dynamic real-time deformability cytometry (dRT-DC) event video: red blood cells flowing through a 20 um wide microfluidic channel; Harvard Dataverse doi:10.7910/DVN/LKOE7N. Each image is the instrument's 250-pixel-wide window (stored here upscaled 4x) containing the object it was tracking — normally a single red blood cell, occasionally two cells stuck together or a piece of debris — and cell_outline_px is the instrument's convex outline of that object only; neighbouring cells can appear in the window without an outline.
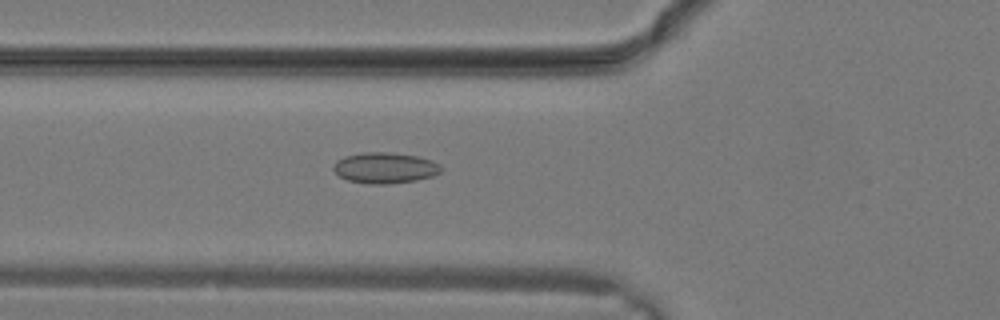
{"species": "common noctule bat (a hibernating species)", "species_latin": "Nyctalus noctula", "temperature_condition": "warm", "stored_images_in_passage": 4, "camera_frame_rate_fps": 3000, "um_per_image_px": 0.085, "animal": {"sex": "male", "body_mass_g": 19.2, "forearm_length_mm": 51.8}, "frame": {"image": 1, "passage_image": 2, "time_ms": 0.333, "image_size_px": [1000, 320], "cell_outline_px": [[440, 172], [432, 176], [416, 180], [388, 184], [368, 184], [348, 180], [340, 176], [332, 168], [336, 160], [344, 156], [364, 152], [388, 152], [416, 156], [432, 160], [440, 164]], "centroid_in_image_um": [32.7, 14.27], "position_along_channel_um": 93.1, "area_um2": 19.31}}
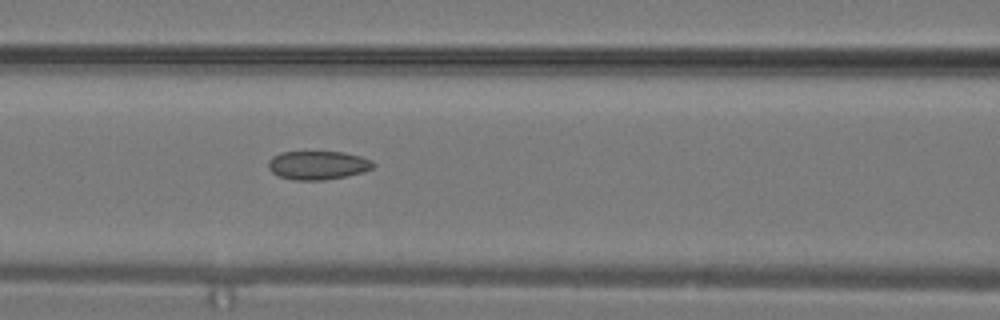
{"frame": {"image": 2, "passage_image": 4, "time_ms": 1.0, "image_size_px": [1000, 320], "cell_outline_px": [[376, 164], [372, 168], [364, 172], [324, 180], [296, 180], [280, 176], [272, 172], [268, 168], [268, 160], [272, 156], [280, 152], [344, 152], [360, 156], [372, 160]], "centroid_in_image_um": [27.02, 14.03], "position_along_channel_um": 139.6, "area_um2": 17.51}}